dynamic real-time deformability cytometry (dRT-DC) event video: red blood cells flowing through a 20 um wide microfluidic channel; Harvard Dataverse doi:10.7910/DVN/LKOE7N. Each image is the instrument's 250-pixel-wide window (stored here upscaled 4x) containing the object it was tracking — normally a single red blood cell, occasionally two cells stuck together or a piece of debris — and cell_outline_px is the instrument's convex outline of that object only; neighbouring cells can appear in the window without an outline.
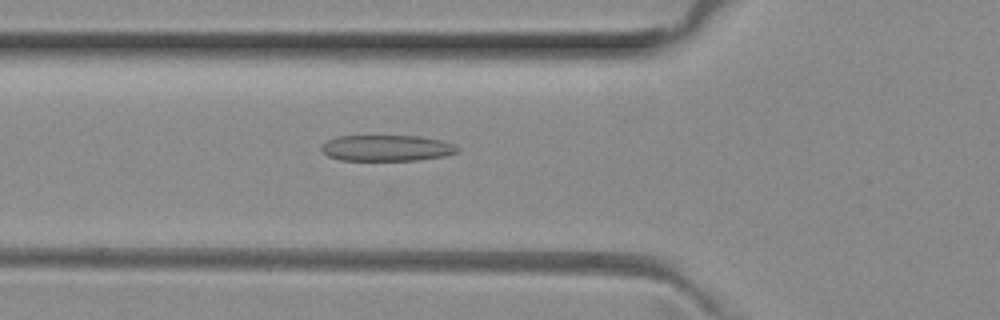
{"species": "common noctule bat (a hibernating species)", "species_latin": "Nyctalus noctula", "temperature_condition": "room temperature", "stored_images_in_passage": 48, "camera_frame_rate_fps": 3000, "um_per_image_px": 0.085, "animal": {"sex": "female", "body_mass_g": 29.2, "forearm_length_mm": 56.3}, "frame": {"image": 1, "passage_image": 15, "time_ms": 4.667, "image_size_px": [1000, 320], "cell_outline_px": [[460, 152], [444, 156], [416, 160], [340, 160], [328, 156], [320, 148], [328, 140], [336, 136], [420, 136], [440, 140], [452, 144], [460, 148]], "centroid_in_image_um": [32.89, 12.58], "position_along_channel_um": 92.9, "area_um2": 20.58}}
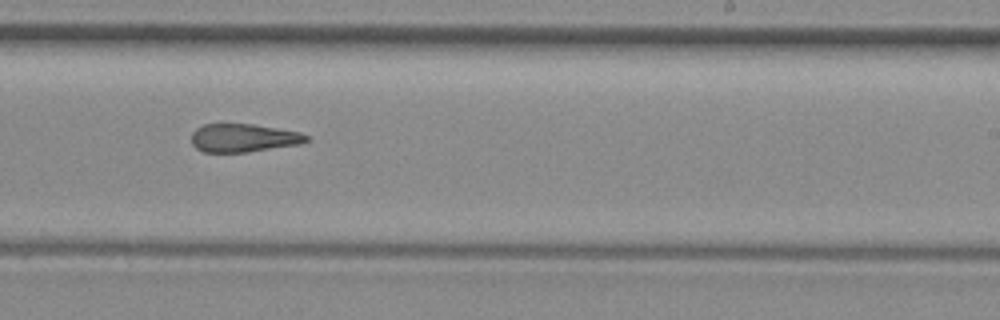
{"frame": {"image": 2, "passage_image": 28, "time_ms": 9.0, "image_size_px": [1000, 320], "cell_outline_px": [[308, 140], [300, 144], [248, 152], [204, 152], [196, 148], [192, 144], [192, 132], [196, 128], [204, 124], [252, 124], [300, 132], [308, 136]], "centroid_in_image_um": [20.67, 11.72], "position_along_channel_um": 268.3, "area_um2": 18.84}}
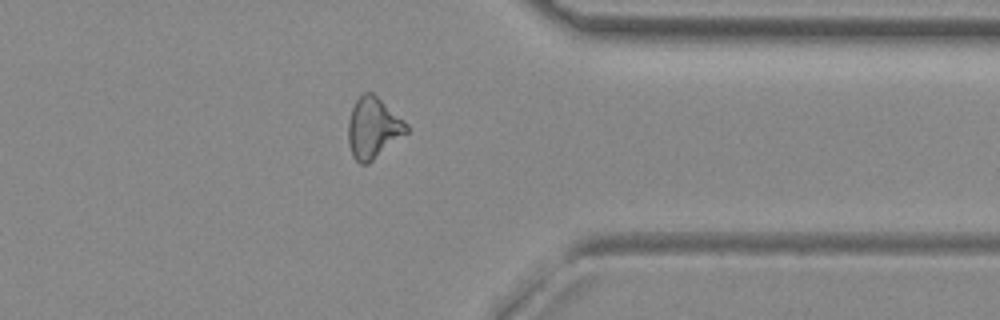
{"frame": {"image": 3, "passage_image": 37, "time_ms": 12.0, "image_size_px": [1000, 320], "cell_outline_px": [[408, 132], [368, 164], [360, 164], [352, 156], [348, 144], [348, 120], [352, 108], [356, 100], [364, 92], [372, 92], [404, 120], [408, 124]], "centroid_in_image_um": [31.7, 10.89], "position_along_channel_um": 379.7, "area_um2": 20.63}, "authors_computed_cell_mechanics": {"area_um2": 20.808, "velocity_mm_per_s": 4.0435, "shape_relaxation_time_tau1_ms": null, "shape_relaxation_time_tau2_ms": 2.9651, "deformation_change_tau1": null, "deformation_change_tau2": 0.1337}}